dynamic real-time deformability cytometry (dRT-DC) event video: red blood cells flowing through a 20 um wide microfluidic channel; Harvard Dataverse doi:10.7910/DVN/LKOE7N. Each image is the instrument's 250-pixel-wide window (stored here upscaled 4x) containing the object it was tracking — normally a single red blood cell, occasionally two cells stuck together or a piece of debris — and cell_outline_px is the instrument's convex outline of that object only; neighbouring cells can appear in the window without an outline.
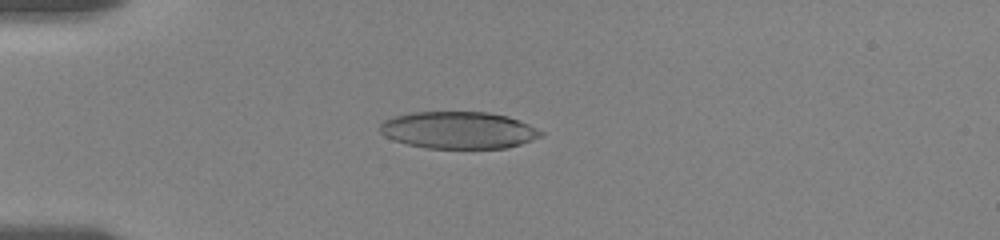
{"species": "human", "species_latin": "Homo sapiens", "temperature_condition": "room temperature", "stored_images_in_passage": 35, "camera_frame_rate_fps": 3000, "um_per_image_px": 0.085, "donor": {"sex": "female"}, "frame": {"image": 1, "passage_image": 11, "time_ms": 4.0, "image_size_px": [1000, 240], "cell_outline_px": [[544, 136], [508, 148], [424, 148], [392, 140], [384, 136], [380, 132], [380, 124], [384, 120], [396, 116], [412, 112], [488, 112], [508, 116], [528, 124], [544, 132]], "centroid_in_image_um": [38.98, 11.07], "position_along_channel_um": 46.0, "area_um2": 34.85}}
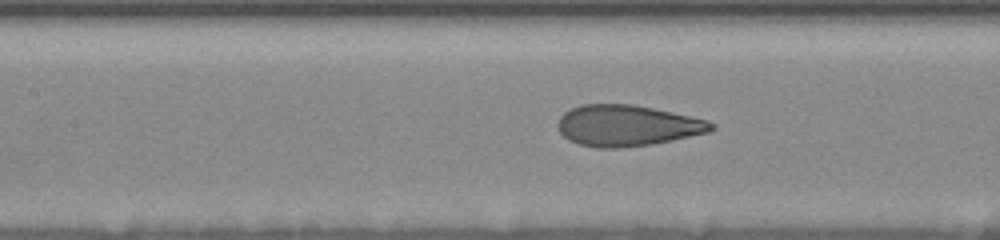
{"frame": {"image": 2, "passage_image": 20, "time_ms": 7.667, "image_size_px": [1000, 240], "cell_outline_px": [[716, 128], [708, 132], [672, 140], [652, 144], [620, 148], [596, 148], [580, 144], [568, 140], [560, 132], [556, 124], [560, 116], [564, 112], [580, 104], [632, 104], [672, 112], [708, 120], [716, 124]], "centroid_in_image_um": [53.29, 10.67], "position_along_channel_um": 154.1, "area_um2": 36.82}}
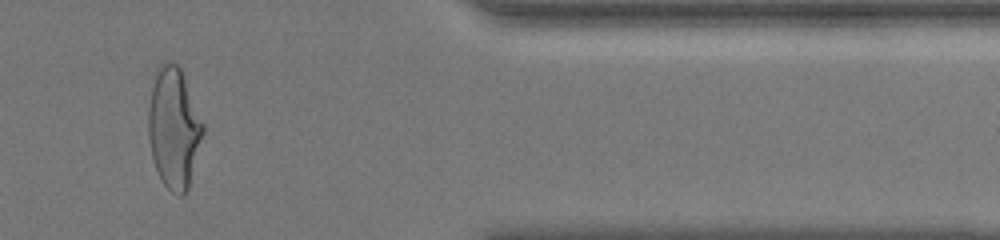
{"frame": {"image": 3, "passage_image": 31, "time_ms": 15.0, "image_size_px": [1000, 240], "cell_outline_px": [[204, 132], [188, 192], [184, 196], [180, 196], [172, 192], [164, 184], [156, 168], [152, 156], [148, 140], [148, 108], [156, 68], [164, 60], [172, 60], [180, 68], [204, 124]], "centroid_in_image_um": [14.78, 10.88], "position_along_channel_um": 396.6, "area_um2": 38.61}, "authors_computed_cell_mechanics": {"area_um2": 36.7608, "velocity_mm_per_s": 3.6197, "shape_relaxation_time_tau1_ms": 6.5246, "shape_relaxation_time_tau2_ms": null, "deformation_change_tau1": 0.2203, "deformation_change_tau2": null}}